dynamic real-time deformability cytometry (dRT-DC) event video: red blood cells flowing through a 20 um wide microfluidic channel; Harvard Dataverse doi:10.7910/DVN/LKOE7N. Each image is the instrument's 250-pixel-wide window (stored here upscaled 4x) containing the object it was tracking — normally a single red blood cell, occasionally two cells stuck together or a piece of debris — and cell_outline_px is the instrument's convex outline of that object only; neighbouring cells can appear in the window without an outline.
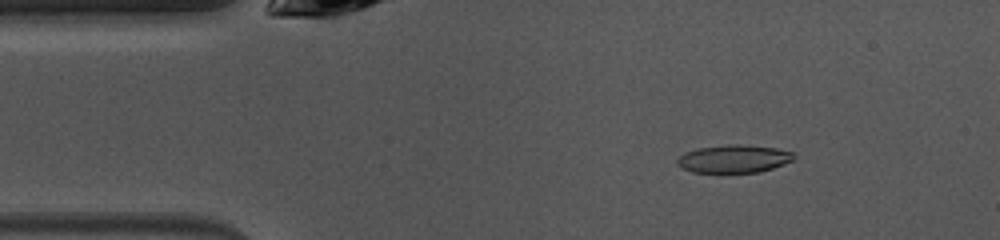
{"species": "common noctule bat (a hibernating species)", "species_latin": "Nyctalus noctula", "temperature_condition": "warm", "stored_images_in_passage": 44, "camera_frame_rate_fps": 3000, "um_per_image_px": 0.085, "animal": {"sex": "female", "body_mass_g": 10.0, "forearm_length_mm": 53.1}, "frame": {"image": 1, "passage_image": 6, "time_ms": 1.667, "image_size_px": [1000, 240], "cell_outline_px": [[796, 156], [792, 160], [784, 164], [772, 168], [756, 172], [724, 176], [692, 172], [676, 164], [676, 160], [684, 152], [696, 148], [724, 144], [736, 144], [776, 148], [792, 152]], "centroid_in_image_um": [62.31, 13.54], "position_along_channel_um": 22.7, "area_um2": 19.83}}
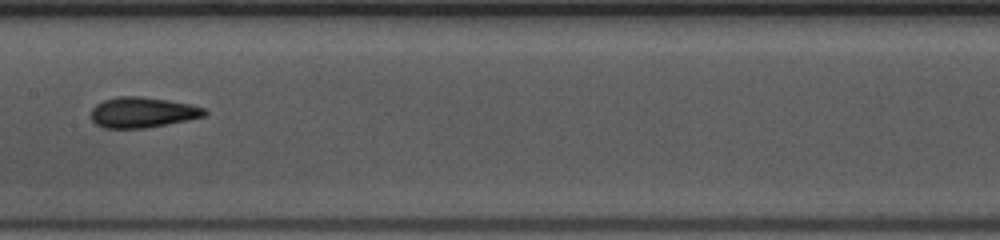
{"frame": {"image": 2, "passage_image": 22, "time_ms": 7.0, "image_size_px": [1000, 240], "cell_outline_px": [[208, 112], [204, 116], [188, 120], [144, 128], [104, 128], [96, 124], [92, 120], [92, 108], [96, 104], [104, 100], [120, 96], [140, 96], [168, 100], [188, 104], [204, 108]], "centroid_in_image_um": [12.1, 9.55], "position_along_channel_um": 195.3, "area_um2": 20.0}}
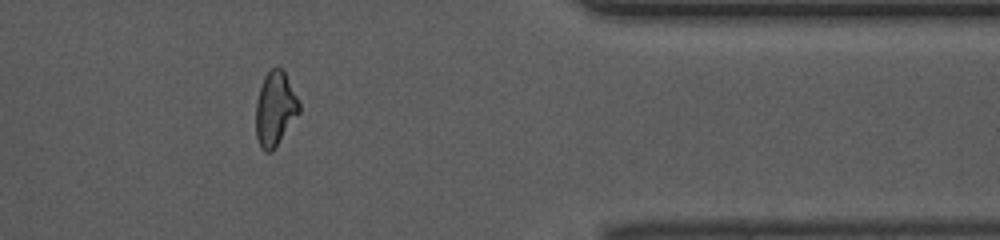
{"frame": {"image": 3, "passage_image": 38, "time_ms": 12.333, "image_size_px": [1000, 240], "cell_outline_px": [[300, 112], [276, 148], [272, 152], [264, 152], [260, 148], [256, 136], [256, 100], [264, 76], [276, 64], [284, 72], [300, 104]], "centroid_in_image_um": [23.37, 9.29], "position_along_channel_um": 388.0, "area_um2": 18.84}, "authors_computed_cell_mechanics": {"area_um2": 19.1896, "velocity_mm_per_s": 4.0689, "shape_relaxation_time_tau1_ms": 4.4629, "shape_relaxation_time_tau2_ms": 3.2477, "deformation_change_tau1": 0.1775, "deformation_change_tau2": 0.0706}}